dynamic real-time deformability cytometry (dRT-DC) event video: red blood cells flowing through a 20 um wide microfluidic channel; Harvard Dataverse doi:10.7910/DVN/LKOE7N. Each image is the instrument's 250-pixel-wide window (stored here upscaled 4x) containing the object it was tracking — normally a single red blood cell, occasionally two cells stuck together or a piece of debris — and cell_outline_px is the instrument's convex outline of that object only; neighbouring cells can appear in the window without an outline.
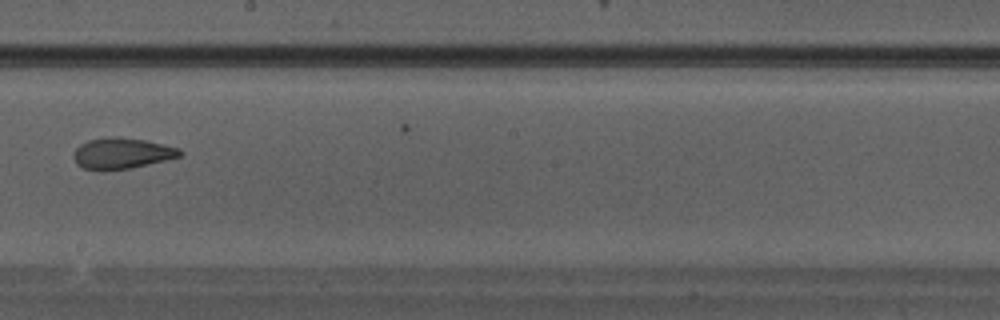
{"species": "Egyptian fruit bat (a non-hibernating species)", "species_latin": "Rousettus aegyptiacus", "temperature_condition": "warm", "stored_images_in_passage": 34, "camera_frame_rate_fps": 3000, "um_per_image_px": 0.085, "animal": {"sex": "male"}, "frame": {"image": 1, "passage_image": 20, "time_ms": 6.333, "image_size_px": [1000, 320], "cell_outline_px": [[184, 152], [180, 156], [164, 160], [128, 168], [104, 172], [100, 172], [84, 168], [76, 164], [72, 156], [76, 148], [80, 144], [88, 140], [108, 136], [116, 136], [144, 140], [164, 144], [180, 148]], "centroid_in_image_um": [10.31, 13.04], "position_along_channel_um": 237.9, "area_um2": 19.42}}